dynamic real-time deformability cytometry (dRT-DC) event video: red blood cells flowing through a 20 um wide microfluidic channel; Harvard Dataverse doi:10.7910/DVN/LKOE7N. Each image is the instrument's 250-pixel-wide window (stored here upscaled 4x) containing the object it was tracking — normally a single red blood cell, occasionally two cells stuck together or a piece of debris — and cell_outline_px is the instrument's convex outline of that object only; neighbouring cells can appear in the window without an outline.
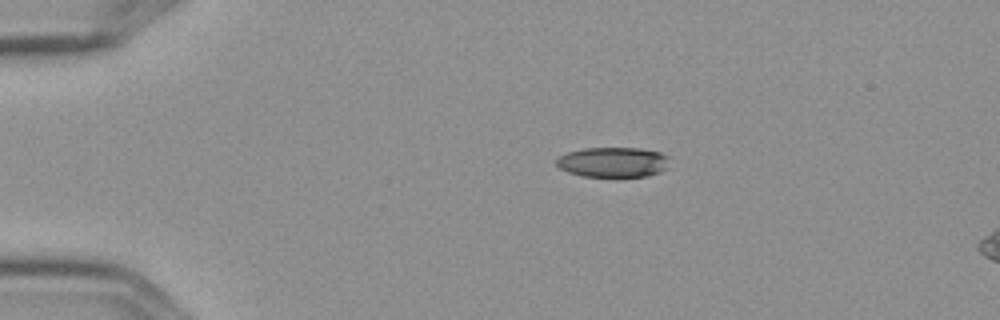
{"species": "Egyptian fruit bat (a non-hibernating species)", "species_latin": "Rousettus aegyptiacus", "temperature_condition": "cold", "stored_images_in_passage": 2, "camera_frame_rate_fps": 3000, "um_per_image_px": 0.085, "frame": {"image": 1, "passage_image": 1, "time_ms": 0.0, "image_size_px": [1000, 320], "cell_outline_px": [[668, 156], [664, 168], [660, 172], [644, 176], [584, 176], [568, 172], [560, 168], [556, 164], [556, 160], [560, 156], [568, 152], [584, 148], [640, 148], [660, 152]], "centroid_in_image_um": [52.07, 13.77], "position_along_channel_um": 32.9, "area_um2": 19.48}}